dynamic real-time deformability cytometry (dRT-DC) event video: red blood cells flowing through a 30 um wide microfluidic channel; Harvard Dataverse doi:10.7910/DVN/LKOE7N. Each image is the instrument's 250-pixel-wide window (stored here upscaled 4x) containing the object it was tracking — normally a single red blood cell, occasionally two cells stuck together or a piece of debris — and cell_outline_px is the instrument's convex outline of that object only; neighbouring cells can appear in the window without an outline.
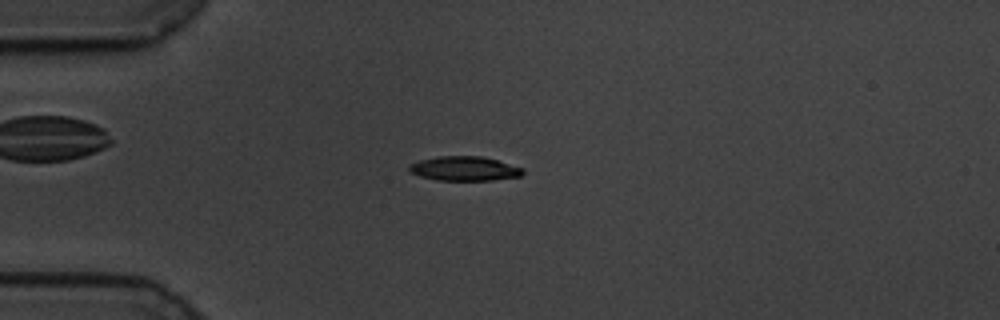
{"species": "common noctule bat (a hibernating species)", "species_latin": "Nyctalus noctula", "temperature_condition": "cold", "stored_images_in_passage": 49, "camera_frame_rate_fps": 3000, "um_per_image_px": 0.085, "animal": {"sex": "male", "body_mass_g": 19.5, "forearm_length_mm": 54.6}, "frame": {"image": 1, "passage_image": 5, "time_ms": 1.333, "image_size_px": [1000, 320], "cell_outline_px": [[524, 172], [520, 176], [492, 180], [436, 180], [420, 176], [408, 172], [408, 164], [420, 160], [436, 156], [480, 156], [496, 160], [524, 168]], "centroid_in_image_um": [39.43, 14.33], "position_along_channel_um": 45.6, "area_um2": 16.18}}
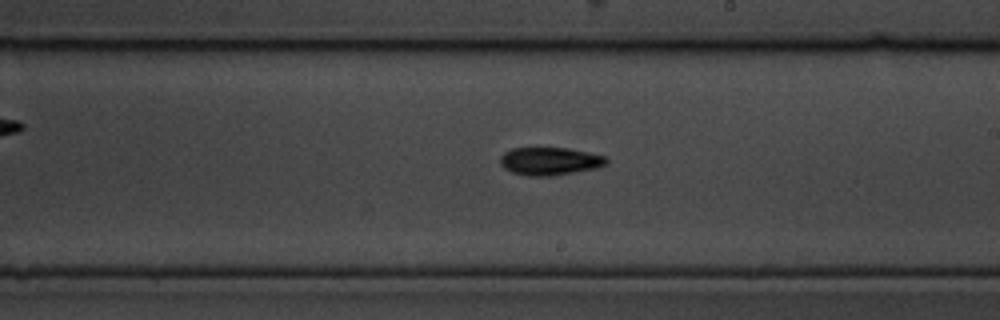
{"frame": {"image": 2, "passage_image": 24, "time_ms": 7.667, "image_size_px": [1000, 320], "cell_outline_px": [[608, 164], [600, 168], [552, 176], [528, 176], [512, 172], [504, 168], [500, 164], [500, 156], [504, 152], [512, 148], [568, 148], [604, 156], [608, 160]], "centroid_in_image_um": [46.74, 13.71], "position_along_channel_um": 242.3, "area_um2": 17.4}}
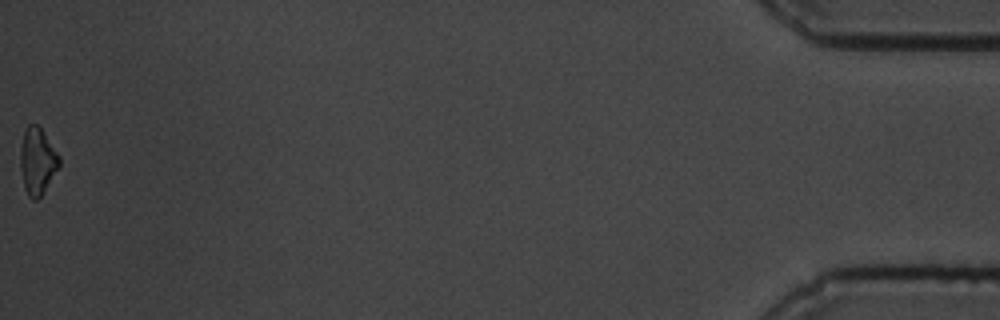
{"frame": {"image": 3, "passage_image": 49, "time_ms": 16.0, "image_size_px": [1000, 320], "cell_outline_px": [[60, 164], [40, 196], [36, 200], [32, 200], [28, 196], [24, 188], [20, 168], [20, 148], [24, 132], [28, 124], [36, 124], [40, 128], [60, 156]], "centroid_in_image_um": [3.15, 13.7], "position_along_channel_um": 432.0, "area_um2": 14.85}, "authors_computed_cell_mechanics": {"area_um2": 16.184, "velocity_mm_per_s": 3.415, "shape_relaxation_time_tau1_ms": 2.6023, "shape_relaxation_time_tau2_ms": 11.2999, "deformation_change_tau1": 0.095, "deformation_change_tau2": 0.1922}}